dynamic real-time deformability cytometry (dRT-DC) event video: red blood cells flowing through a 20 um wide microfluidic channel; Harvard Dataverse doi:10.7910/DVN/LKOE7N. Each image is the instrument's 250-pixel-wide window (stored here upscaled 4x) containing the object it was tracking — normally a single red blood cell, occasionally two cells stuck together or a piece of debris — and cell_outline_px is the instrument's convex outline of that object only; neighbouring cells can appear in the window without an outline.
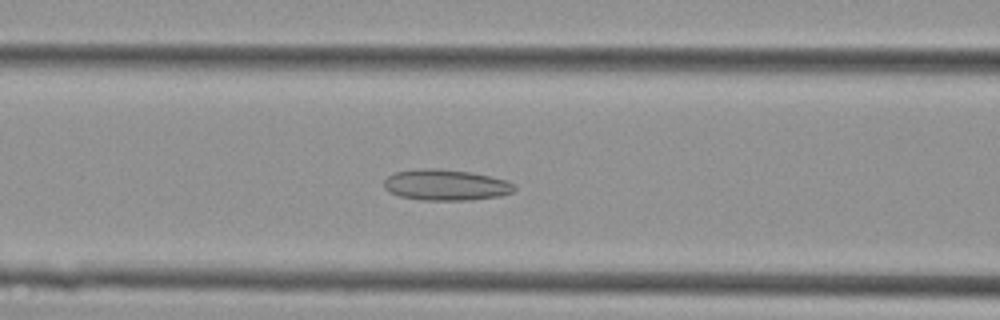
{"species": "Egyptian fruit bat (a non-hibernating species)", "species_latin": "Rousettus aegyptiacus", "temperature_condition": "cold", "stored_images_in_passage": 34, "segment_of_instrument_passage": [1, 2], "camera_frame_rate_fps": 3000, "um_per_image_px": 0.085, "animal": {"sex": "female"}, "frame": {"image": 1, "passage_image": 7, "time_ms": 2.0, "image_size_px": [1000, 320], "cell_outline_px": [[516, 188], [512, 192], [500, 196], [468, 200], [420, 200], [400, 196], [388, 192], [384, 188], [384, 180], [388, 176], [396, 172], [424, 168], [440, 168], [468, 172], [488, 176], [504, 180], [512, 184]], "centroid_in_image_um": [37.84, 15.73], "position_along_channel_um": 128.8, "area_um2": 23.35}}
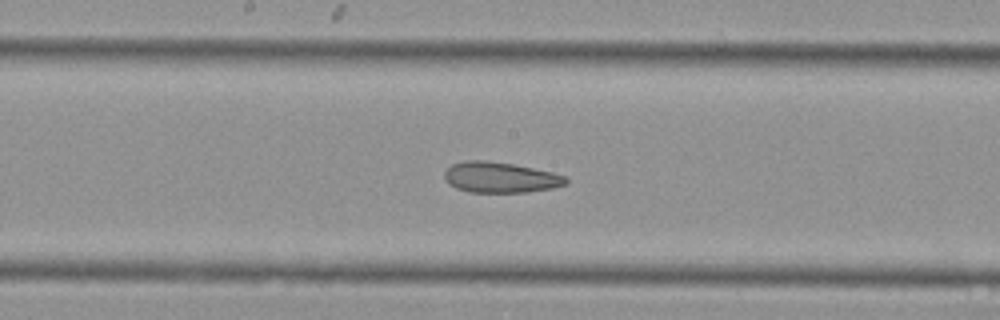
{"frame": {"image": 2, "passage_image": 12, "time_ms": 3.667, "image_size_px": [1000, 320], "cell_outline_px": [[568, 184], [552, 188], [528, 192], [468, 192], [456, 188], [448, 184], [444, 180], [444, 172], [452, 164], [468, 160], [484, 160], [512, 164], [552, 172], [564, 176], [568, 180]], "centroid_in_image_um": [42.5, 15.09], "position_along_channel_um": 205.7, "area_um2": 21.68}}
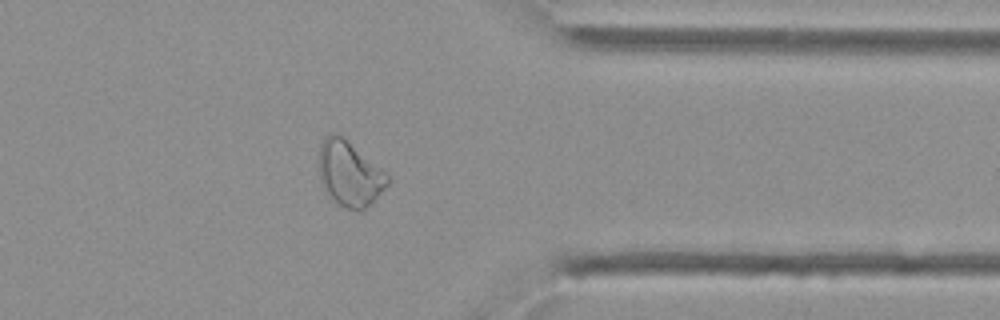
{"frame": {"image": 3, "passage_image": 24, "time_ms": 7.667, "image_size_px": [1000, 320], "cell_outline_px": [[392, 180], [364, 208], [356, 212], [344, 208], [332, 200], [328, 196], [320, 180], [320, 144], [332, 132], [340, 132], [384, 172]], "centroid_in_image_um": [29.69, 14.75], "position_along_channel_um": 381.7, "area_um2": 25.78}}